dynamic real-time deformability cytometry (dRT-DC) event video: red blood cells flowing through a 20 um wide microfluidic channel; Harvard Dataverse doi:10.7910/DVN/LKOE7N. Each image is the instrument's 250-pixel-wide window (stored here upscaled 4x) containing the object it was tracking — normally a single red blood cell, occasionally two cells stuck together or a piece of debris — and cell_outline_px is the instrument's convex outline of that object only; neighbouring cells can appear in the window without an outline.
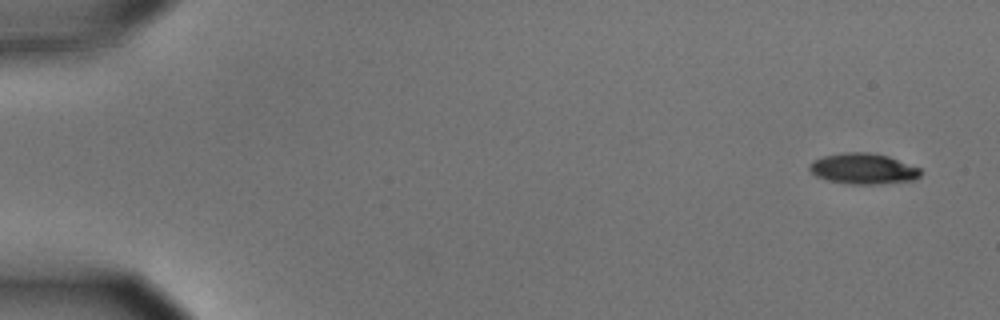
{"species": "common noctule bat (a hibernating species)", "species_latin": "Nyctalus noctula", "temperature_condition": "cold", "stored_images_in_passage": 3, "camera_frame_rate_fps": 3000, "um_per_image_px": 0.085, "animal": {"sex": "male", "body_mass_g": 15.6}, "frame": {"image": 1, "passage_image": 3, "time_ms": 0.667, "image_size_px": [1000, 320], "cell_outline_px": [[920, 176], [916, 180], [880, 184], [848, 184], [828, 180], [816, 176], [808, 168], [808, 164], [812, 160], [824, 156], [844, 152], [868, 152], [888, 156], [920, 168]], "centroid_in_image_um": [73.36, 14.34], "position_along_channel_um": 11.6, "area_um2": 20.0}}